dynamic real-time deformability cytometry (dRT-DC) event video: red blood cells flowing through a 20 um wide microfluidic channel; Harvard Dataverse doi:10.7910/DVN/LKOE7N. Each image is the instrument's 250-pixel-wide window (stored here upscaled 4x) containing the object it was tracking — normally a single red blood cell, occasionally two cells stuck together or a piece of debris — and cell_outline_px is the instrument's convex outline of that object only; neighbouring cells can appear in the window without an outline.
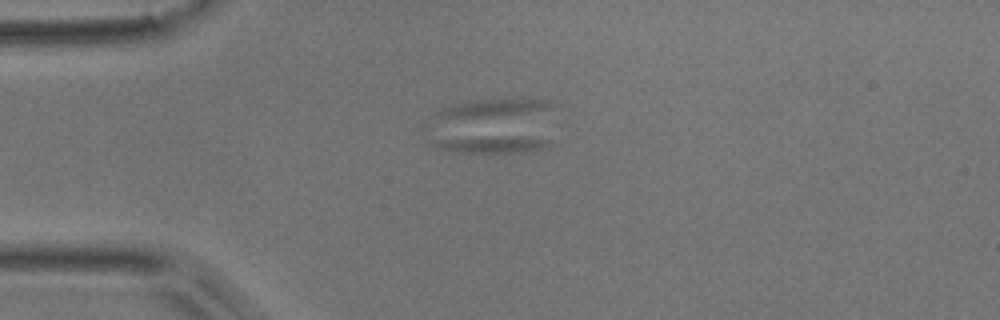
{"species": "common noctule bat (a hibernating species)", "species_latin": "Nyctalus noctula", "temperature_condition": "room temperature", "stored_images_in_passage": 6, "camera_frame_rate_fps": 3000, "um_per_image_px": 0.085, "animal": {"sex": "male", "body_mass_g": 17.9}, "frame": {"image": 1, "passage_image": 5, "time_ms": 1.333, "image_size_px": [1000, 320], "cell_outline_px": [[556, 144], [540, 148], [516, 152], [452, 152], [428, 144], [428, 136], [432, 136], [552, 140]], "centroid_in_image_um": [41.36, 12.26], "position_along_channel_um": 43.6, "area_um2": 11.16}}